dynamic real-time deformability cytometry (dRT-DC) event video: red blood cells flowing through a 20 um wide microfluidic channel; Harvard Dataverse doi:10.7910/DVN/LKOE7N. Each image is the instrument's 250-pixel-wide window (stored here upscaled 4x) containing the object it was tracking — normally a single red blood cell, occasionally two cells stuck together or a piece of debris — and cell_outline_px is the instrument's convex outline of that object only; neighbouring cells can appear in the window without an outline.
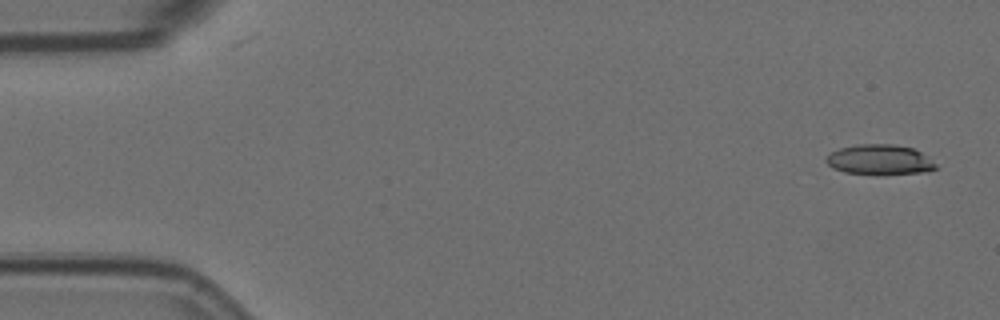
{"species": "Egyptian fruit bat (a non-hibernating species)", "species_latin": "Rousettus aegyptiacus", "temperature_condition": "room temperature", "stored_images_in_passage": 5, "camera_frame_rate_fps": 3000, "um_per_image_px": 0.085, "animal": {"sex": "female"}, "frame": {"image": 1, "passage_image": 1, "time_ms": 0.0, "image_size_px": [1000, 320], "cell_outline_px": [[936, 168], [920, 172], [844, 172], [832, 168], [824, 160], [832, 152], [840, 148], [856, 144], [892, 144], [912, 148], [920, 152], [936, 164]], "centroid_in_image_um": [74.71, 13.53], "position_along_channel_um": 10.3, "area_um2": 18.26}}
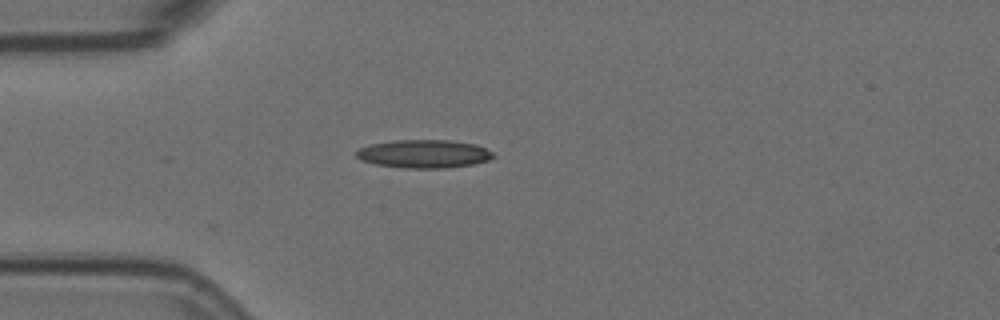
{"frame": {"image": 2, "passage_image": 4, "time_ms": 1.0, "image_size_px": [1000, 320], "cell_outline_px": [[496, 156], [488, 160], [472, 164], [448, 168], [404, 168], [376, 164], [360, 160], [356, 156], [356, 152], [360, 148], [372, 144], [396, 140], [448, 140], [476, 144], [492, 152]], "centroid_in_image_um": [36.04, 13.08], "position_along_channel_um": 49.0, "area_um2": 22.43}}